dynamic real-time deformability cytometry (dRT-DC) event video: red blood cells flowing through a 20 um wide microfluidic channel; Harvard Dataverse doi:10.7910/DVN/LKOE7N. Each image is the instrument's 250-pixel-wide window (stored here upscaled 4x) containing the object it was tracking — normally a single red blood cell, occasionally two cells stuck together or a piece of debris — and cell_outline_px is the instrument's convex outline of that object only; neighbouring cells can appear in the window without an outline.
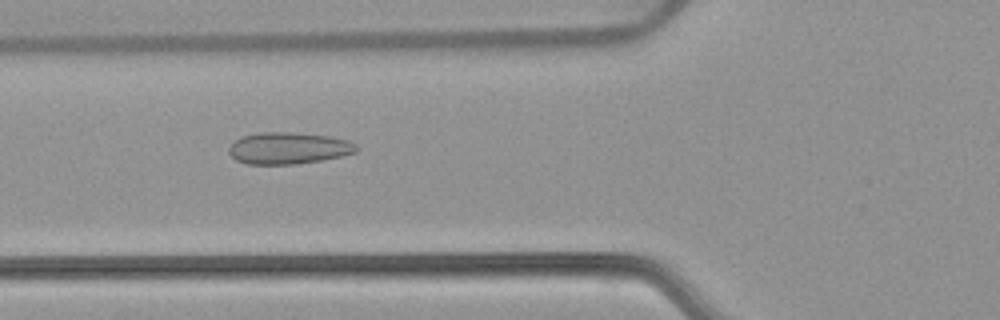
{"species": "common noctule bat (a hibernating species)", "species_latin": "Nyctalus noctula", "temperature_condition": "warm", "stored_images_in_passage": 53, "camera_frame_rate_fps": 3000, "um_per_image_px": 0.085, "animal": {"sex": "female", "body_mass_g": 22.7, "forearm_length_mm": 54.2}, "frame": {"image": 1, "passage_image": 20, "time_ms": 6.333, "image_size_px": [1000, 320], "cell_outline_px": [[360, 148], [356, 152], [324, 160], [296, 164], [248, 164], [236, 160], [228, 152], [228, 148], [240, 136], [260, 132], [292, 132], [328, 136], [348, 140], [356, 144]], "centroid_in_image_um": [24.53, 12.59], "position_along_channel_um": 101.3, "area_um2": 23.7}}
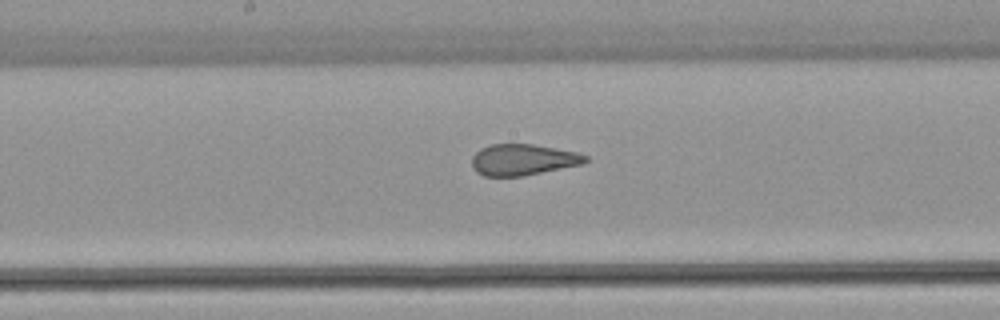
{"frame": {"image": 2, "passage_image": 28, "time_ms": 9.0, "image_size_px": [1000, 320], "cell_outline_px": [[588, 160], [584, 164], [524, 176], [484, 176], [476, 172], [472, 168], [472, 156], [480, 148], [492, 144], [532, 144], [556, 148], [576, 152], [588, 156]], "centroid_in_image_um": [44.45, 13.58], "position_along_channel_um": 203.7, "area_um2": 20.81}}
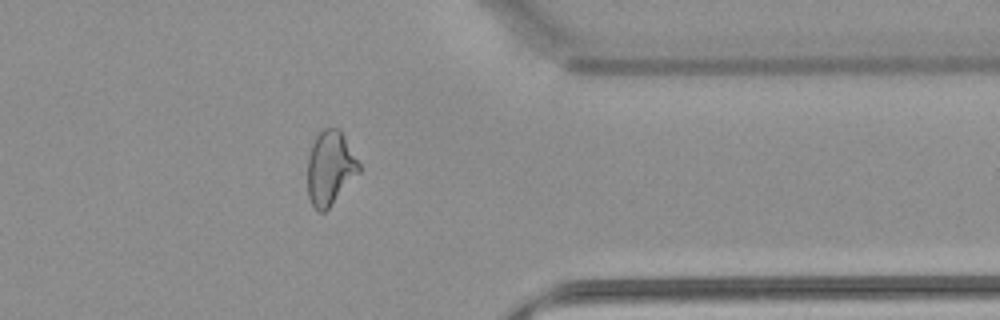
{"frame": {"image": 3, "passage_image": 43, "time_ms": 14.0, "image_size_px": [1000, 320], "cell_outline_px": [[360, 172], [328, 208], [324, 212], [320, 212], [312, 204], [308, 196], [308, 156], [316, 132], [324, 128], [340, 128], [360, 164]], "centroid_in_image_um": [28.06, 14.23], "position_along_channel_um": 383.3, "area_um2": 22.2}, "authors_computed_cell_mechanics": {"area_um2": 23.698, "velocity_mm_per_s": 3.8299, "shape_relaxation_time_tau1_ms": null, "shape_relaxation_time_tau2_ms": 1.225, "deformation_change_tau1": null, "deformation_change_tau2": 0.0859}}